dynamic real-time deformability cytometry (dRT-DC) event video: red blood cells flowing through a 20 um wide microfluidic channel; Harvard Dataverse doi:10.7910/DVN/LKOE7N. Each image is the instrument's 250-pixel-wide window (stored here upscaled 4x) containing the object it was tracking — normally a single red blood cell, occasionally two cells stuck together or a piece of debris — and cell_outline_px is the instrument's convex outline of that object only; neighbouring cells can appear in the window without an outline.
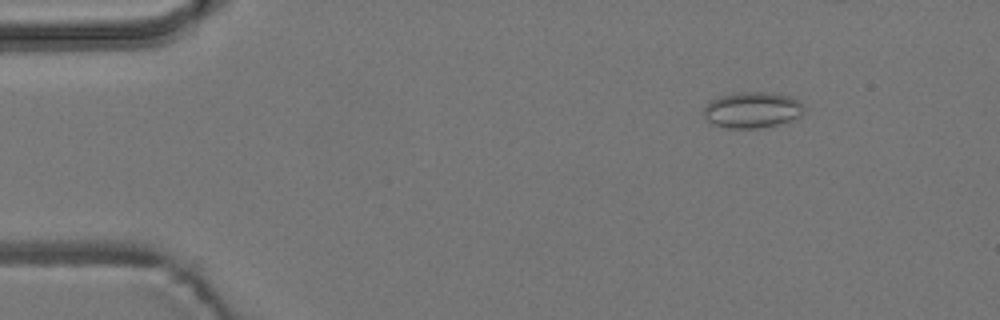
{"species": "common noctule bat (a hibernating species)", "species_latin": "Nyctalus noctula", "temperature_condition": "room temperature", "stored_images_in_passage": 43, "camera_frame_rate_fps": 3000, "um_per_image_px": 0.085, "animal": {"sex": "male", "body_mass_g": 19.2, "forearm_length_mm": 51.8}, "frame": {"image": 1, "passage_image": 6, "time_ms": 1.667, "image_size_px": [1000, 320], "cell_outline_px": [[804, 112], [800, 116], [776, 124], [756, 128], [728, 128], [716, 124], [708, 120], [704, 116], [704, 108], [712, 100], [720, 96], [736, 92], [768, 92], [792, 96], [800, 100], [804, 104]], "centroid_in_image_um": [63.98, 9.32], "position_along_channel_um": 21.0, "area_um2": 20.87}}
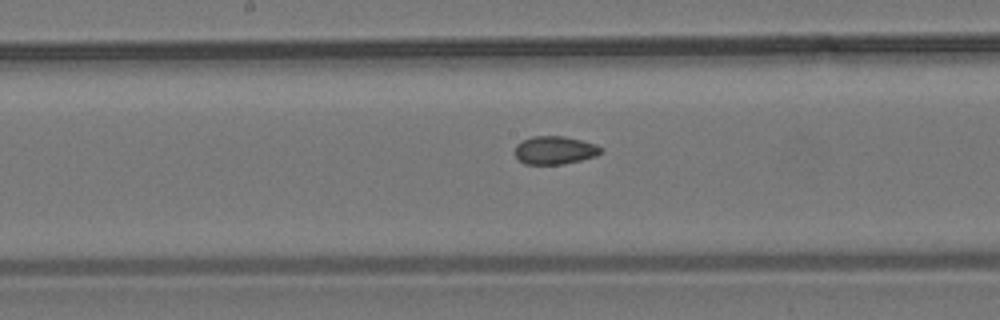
{"frame": {"image": 2, "passage_image": 27, "time_ms": 8.667, "image_size_px": [1000, 320], "cell_outline_px": [[604, 152], [596, 156], [564, 164], [524, 164], [516, 156], [516, 144], [532, 136], [564, 136], [596, 144], [604, 148]], "centroid_in_image_um": [47.2, 12.77], "position_along_channel_um": 201.0, "area_um2": 14.1}}
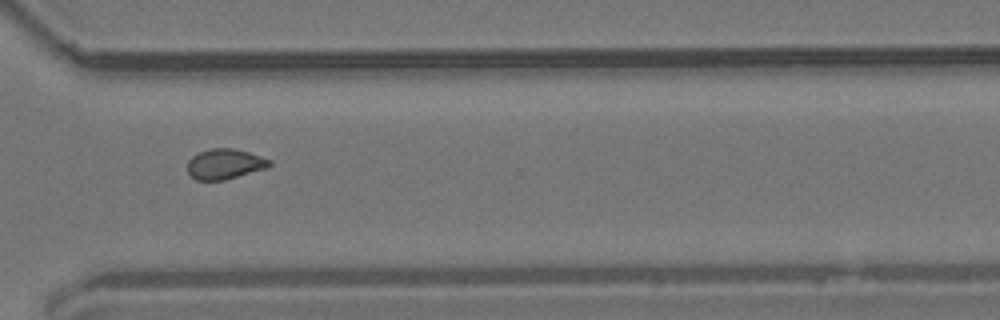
{"frame": {"image": 3, "passage_image": 39, "time_ms": 12.667, "image_size_px": [1000, 320], "cell_outline_px": [[272, 164], [268, 168], [224, 180], [196, 180], [188, 172], [188, 160], [192, 156], [200, 152], [212, 148], [232, 148], [248, 152], [272, 160]], "centroid_in_image_um": [19.13, 13.94], "position_along_channel_um": 351.5, "area_um2": 14.45}}